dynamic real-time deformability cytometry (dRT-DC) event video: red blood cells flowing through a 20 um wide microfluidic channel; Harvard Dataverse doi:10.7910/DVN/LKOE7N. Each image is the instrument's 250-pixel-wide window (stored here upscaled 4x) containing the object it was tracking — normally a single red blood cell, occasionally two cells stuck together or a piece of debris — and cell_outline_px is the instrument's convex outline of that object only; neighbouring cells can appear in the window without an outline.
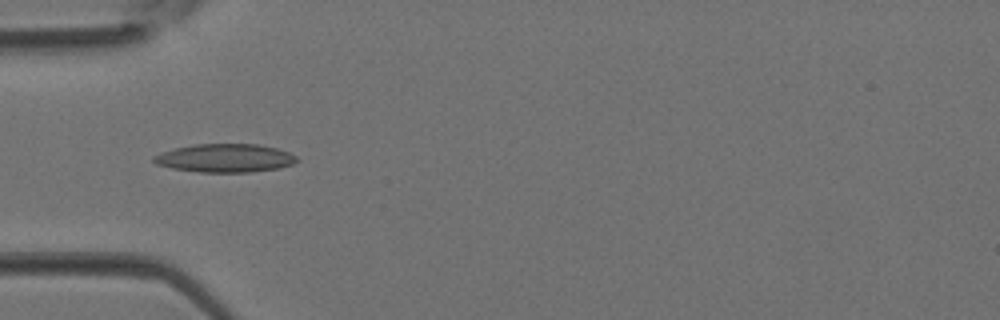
{"species": "Egyptian fruit bat (a non-hibernating species)", "species_latin": "Rousettus aegyptiacus", "temperature_condition": "room temperature", "stored_images_in_passage": 4, "camera_frame_rate_fps": 3000, "um_per_image_px": 0.085, "animal": {"sex": "female"}, "frame": {"image": 1, "passage_image": 4, "time_ms": 1.0, "image_size_px": [1000, 320], "cell_outline_px": [[300, 160], [292, 164], [280, 168], [248, 172], [200, 172], [172, 168], [156, 164], [152, 160], [152, 156], [160, 152], [176, 148], [196, 144], [256, 144], [276, 148], [288, 152], [296, 156]], "centroid_in_image_um": [19.12, 13.44], "position_along_channel_um": 65.9, "area_um2": 23.64}}